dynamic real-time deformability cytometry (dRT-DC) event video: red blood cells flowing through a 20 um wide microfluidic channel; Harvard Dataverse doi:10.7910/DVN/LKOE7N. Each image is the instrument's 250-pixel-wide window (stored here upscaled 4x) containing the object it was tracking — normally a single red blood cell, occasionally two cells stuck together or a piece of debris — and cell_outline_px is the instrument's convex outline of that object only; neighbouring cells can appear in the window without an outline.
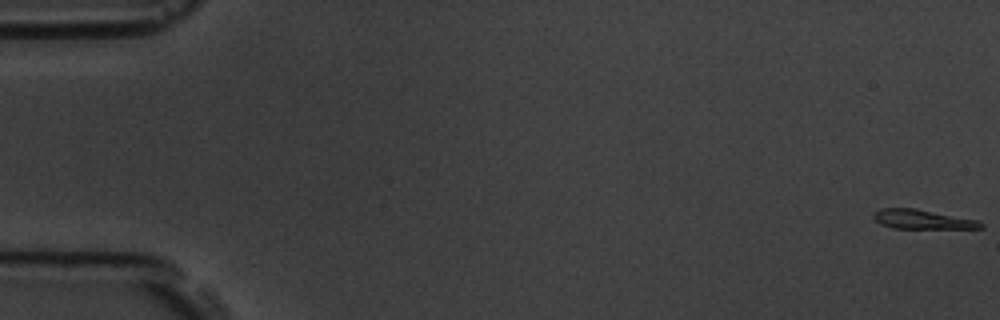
{"species": "common noctule bat (a hibernating species)", "species_latin": "Nyctalus noctula", "temperature_condition": "room temperature", "stored_images_in_passage": 9, "camera_frame_rate_fps": 3000, "um_per_image_px": 0.085, "animal": {"sex": "male", "body_mass_g": 19.5, "forearm_length_mm": 54.6}, "frame": {"image": 1, "passage_image": 1, "time_ms": 0.0, "image_size_px": [1000, 320], "cell_outline_px": [[984, 228], [892, 228], [880, 224], [872, 216], [880, 208], [916, 208], [976, 220], [984, 224]], "centroid_in_image_um": [78.37, 18.64], "position_along_channel_um": 6.6, "area_um2": 11.91}}
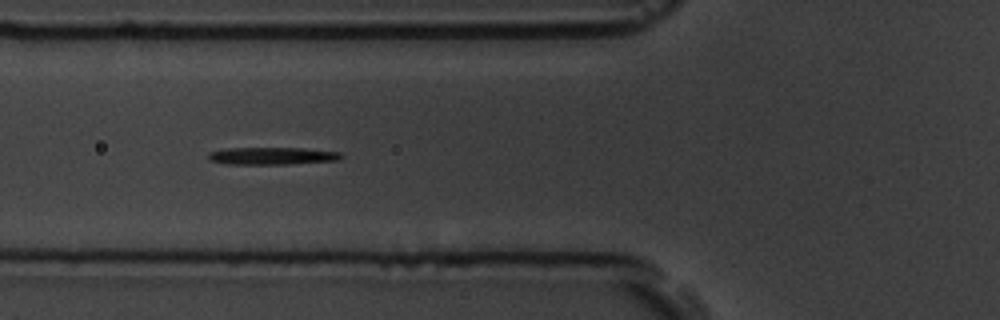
{"frame": {"image": 2, "passage_image": 7, "time_ms": 2.0, "image_size_px": [1000, 320], "cell_outline_px": [[344, 156], [340, 160], [292, 164], [224, 164], [208, 160], [208, 152], [228, 148], [304, 148], [340, 152]], "centroid_in_image_um": [23.14, 13.26], "position_along_channel_um": 102.7, "area_um2": 13.64}}
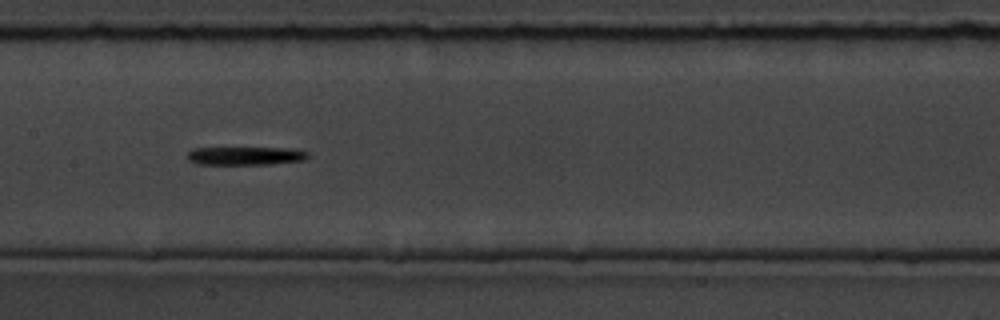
{"frame": {"image": 3, "passage_image": 9, "time_ms": 2.667, "image_size_px": [1000, 320], "cell_outline_px": [[308, 156], [304, 160], [272, 164], [196, 164], [188, 160], [184, 156], [192, 148], [288, 148], [308, 152]], "centroid_in_image_um": [20.79, 13.24], "position_along_channel_um": 186.6, "area_um2": 12.89}}